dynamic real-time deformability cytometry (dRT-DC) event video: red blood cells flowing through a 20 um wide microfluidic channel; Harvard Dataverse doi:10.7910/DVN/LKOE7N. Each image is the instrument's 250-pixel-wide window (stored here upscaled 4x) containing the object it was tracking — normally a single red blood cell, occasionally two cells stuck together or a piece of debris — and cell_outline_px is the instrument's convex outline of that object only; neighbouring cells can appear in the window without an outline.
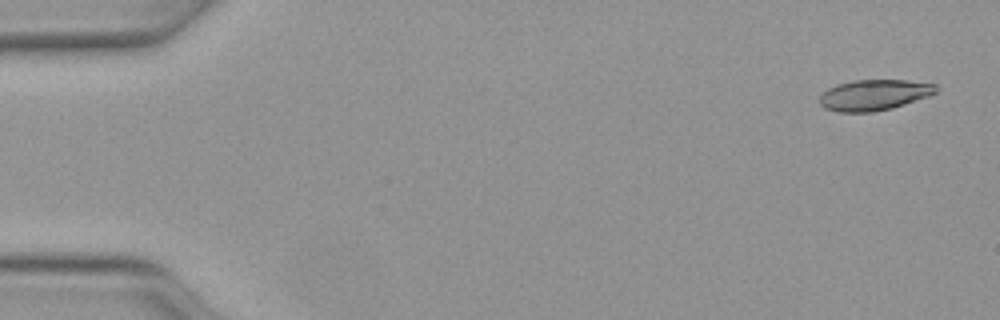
{"species": "Egyptian fruit bat (a non-hibernating species)", "species_latin": "Rousettus aegyptiacus", "temperature_condition": "warm", "stored_images_in_passage": 9, "camera_frame_rate_fps": 3000, "um_per_image_px": 0.085, "animal": {"sex": "female"}, "frame": {"image": 1, "passage_image": 2, "time_ms": 0.333, "image_size_px": [1000, 320], "cell_outline_px": [[936, 92], [928, 96], [892, 108], [872, 112], [840, 112], [824, 108], [820, 104], [820, 96], [828, 88], [836, 84], [856, 80], [908, 80], [936, 84]], "centroid_in_image_um": [74.28, 8.07], "position_along_channel_um": 10.7, "area_um2": 20.75}}